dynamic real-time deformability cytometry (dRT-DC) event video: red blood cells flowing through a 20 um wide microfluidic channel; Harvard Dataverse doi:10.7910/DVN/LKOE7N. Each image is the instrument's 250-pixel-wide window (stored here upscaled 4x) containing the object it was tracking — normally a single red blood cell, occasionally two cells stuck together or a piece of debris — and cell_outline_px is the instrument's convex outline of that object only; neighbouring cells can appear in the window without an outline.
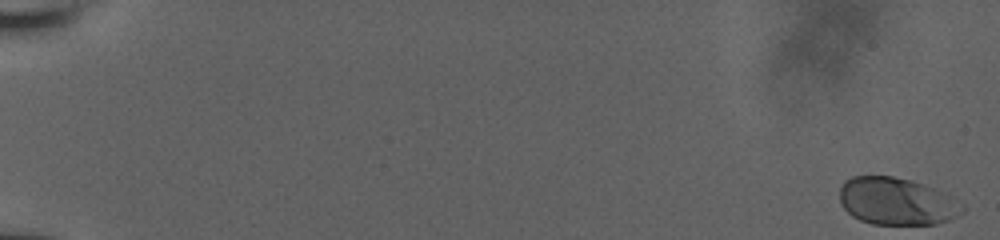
{"species": "human", "species_latin": "Homo sapiens", "temperature_condition": "room temperature", "stored_images_in_passage": 25, "camera_frame_rate_fps": 3000, "um_per_image_px": 0.085, "donor": {"sex": "male"}, "frame": {"image": 1, "passage_image": 1, "time_ms": 0.0, "image_size_px": [1000, 240], "cell_outline_px": [[964, 212], [948, 220], [936, 224], [872, 224], [860, 220], [852, 216], [840, 204], [840, 188], [844, 180], [852, 176], [892, 176], [912, 180], [936, 188], [952, 196], [964, 204]], "centroid_in_image_um": [76.23, 17.1], "position_along_channel_um": 8.8, "area_um2": 34.22}}
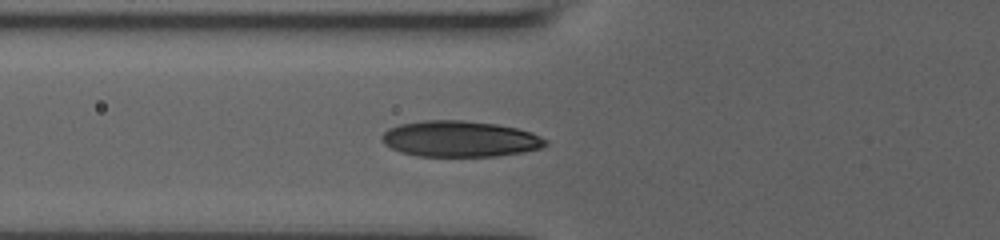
{"frame": {"image": 2, "passage_image": 22, "time_ms": 7.667, "image_size_px": [1000, 240], "cell_outline_px": [[548, 144], [540, 148], [524, 152], [496, 156], [416, 156], [400, 152], [384, 144], [380, 136], [388, 128], [400, 124], [424, 120], [464, 120], [496, 124], [516, 128], [532, 132], [548, 140]], "centroid_in_image_um": [39.09, 11.8], "position_along_channel_um": 86.7, "area_um2": 34.51}}
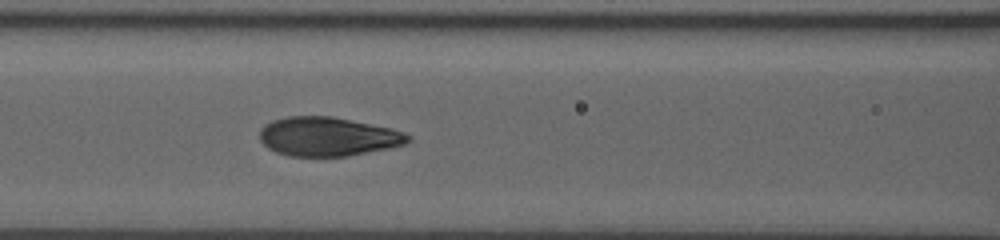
{"frame": {"image": 3, "passage_image": 25, "time_ms": 9.0, "image_size_px": [1000, 240], "cell_outline_px": [[412, 140], [404, 144], [388, 148], [348, 156], [292, 156], [276, 152], [268, 148], [260, 140], [260, 128], [264, 124], [272, 120], [288, 116], [332, 116], [392, 128], [404, 132], [412, 136]], "centroid_in_image_um": [27.87, 11.6], "position_along_channel_um": 138.7, "area_um2": 33.81}}